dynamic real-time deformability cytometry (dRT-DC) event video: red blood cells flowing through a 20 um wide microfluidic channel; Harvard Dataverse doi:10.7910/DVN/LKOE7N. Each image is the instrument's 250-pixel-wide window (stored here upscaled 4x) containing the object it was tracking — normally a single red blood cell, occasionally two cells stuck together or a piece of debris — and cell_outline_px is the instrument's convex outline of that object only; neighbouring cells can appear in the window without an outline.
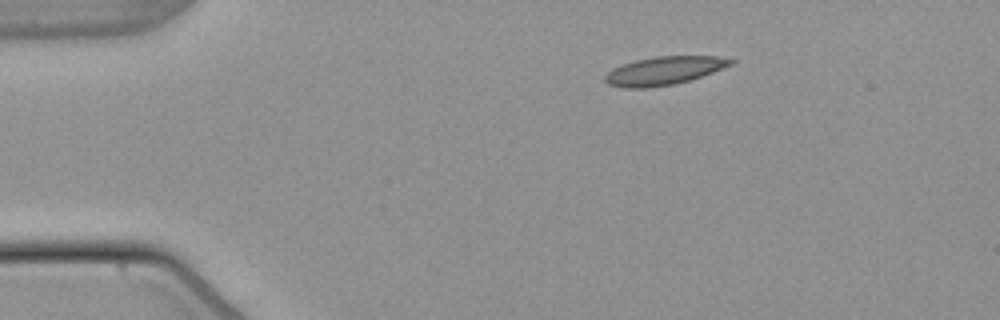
{"species": "common noctule bat (a hibernating species)", "species_latin": "Nyctalus noctula", "temperature_condition": "warm", "stored_images_in_passage": 45, "camera_frame_rate_fps": 3000, "um_per_image_px": 0.085, "animal": {"sex": "male", "body_mass_g": 21.5, "forearm_length_mm": 52.0}, "frame": {"image": 1, "passage_image": 1, "time_ms": 0.0, "image_size_px": [1000, 320], "cell_outline_px": [[736, 60], [732, 64], [712, 72], [688, 80], [672, 84], [648, 88], [624, 88], [608, 84], [604, 80], [604, 76], [612, 68], [620, 64], [636, 60], [656, 56], [716, 56]], "centroid_in_image_um": [56.38, 6.0], "position_along_channel_um": 28.6, "area_um2": 20.58}}
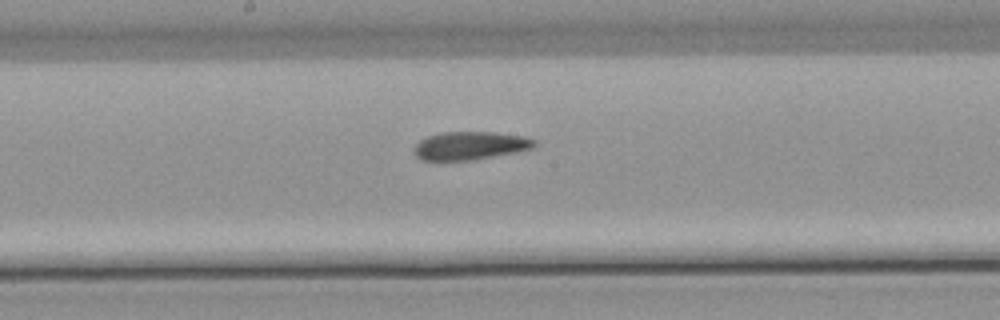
{"frame": {"image": 2, "passage_image": 20, "time_ms": 6.333, "image_size_px": [1000, 320], "cell_outline_px": [[536, 144], [532, 148], [516, 152], [472, 160], [420, 160], [416, 156], [412, 148], [420, 140], [428, 136], [440, 132], [496, 132], [524, 136], [536, 140]], "centroid_in_image_um": [39.94, 12.37], "position_along_channel_um": 208.3, "area_um2": 19.83}}
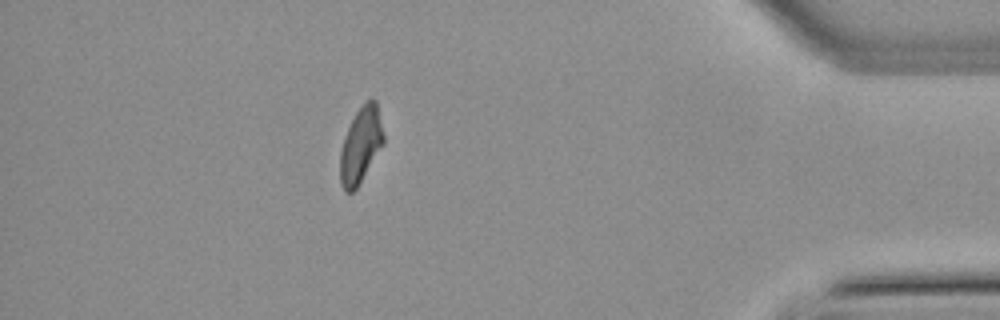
{"frame": {"image": 3, "passage_image": 39, "time_ms": 12.667, "image_size_px": [1000, 320], "cell_outline_px": [[384, 144], [356, 188], [352, 192], [344, 192], [340, 184], [340, 152], [344, 136], [356, 112], [364, 100], [372, 96], [376, 100], [384, 136]], "centroid_in_image_um": [30.66, 12.3], "position_along_channel_um": 404.5, "area_um2": 19.25}, "authors_computed_cell_mechanics": {"area_um2": 19.9988, "velocity_mm_per_s": 3.8351, "shape_relaxation_time_tau1_ms": null, "shape_relaxation_time_tau2_ms": 7.0375, "deformation_change_tau1": null, "deformation_change_tau2": 0.1573}}